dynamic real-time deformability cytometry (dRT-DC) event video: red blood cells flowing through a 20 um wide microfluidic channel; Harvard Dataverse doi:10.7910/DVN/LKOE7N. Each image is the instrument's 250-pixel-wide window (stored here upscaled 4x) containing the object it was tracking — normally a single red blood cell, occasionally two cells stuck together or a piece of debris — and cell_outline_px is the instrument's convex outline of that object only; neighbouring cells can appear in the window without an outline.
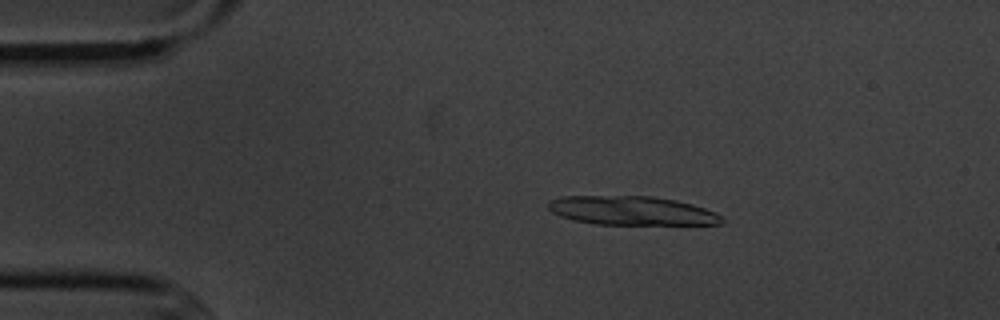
{"species": "common noctule bat (a hibernating species)", "species_latin": "Nyctalus noctula", "temperature_condition": "cold", "stored_images_in_passage": 10, "camera_frame_rate_fps": 3000, "um_per_image_px": 0.085, "animal": {"sex": "male", "body_mass_g": 20.1, "forearm_length_mm": 53.5}, "frame": {"image": 1, "passage_image": 2, "time_ms": 1.0, "image_size_px": [1000, 320], "cell_outline_px": [[724, 224], [596, 224], [576, 220], [560, 216], [552, 212], [548, 208], [548, 200], [560, 196], [652, 196], [676, 200], [692, 204], [716, 212], [724, 220]], "centroid_in_image_um": [53.69, 17.9], "position_along_channel_um": 31.3, "area_um2": 29.19}}
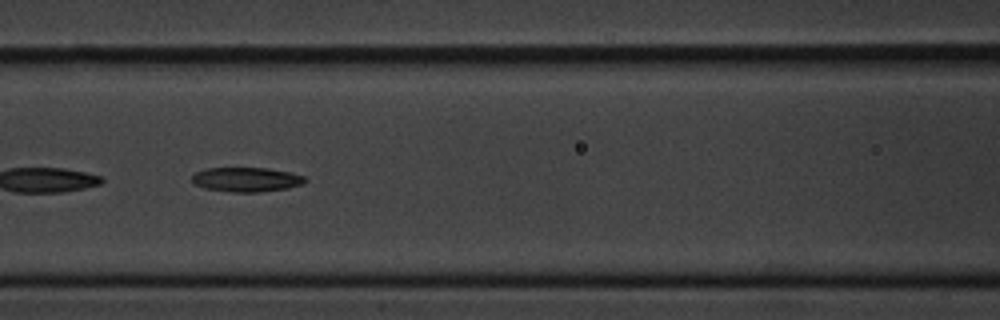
{"frame": {"image": 2, "passage_image": 6, "time_ms": 5.667, "image_size_px": [1000, 320], "cell_outline_px": [[308, 180], [304, 184], [288, 188], [260, 192], [232, 192], [204, 188], [192, 184], [192, 176], [196, 172], [208, 168], [268, 168], [292, 172], [304, 176]], "centroid_in_image_um": [20.97, 15.26], "position_along_channel_um": 145.6, "area_um2": 16.3}}
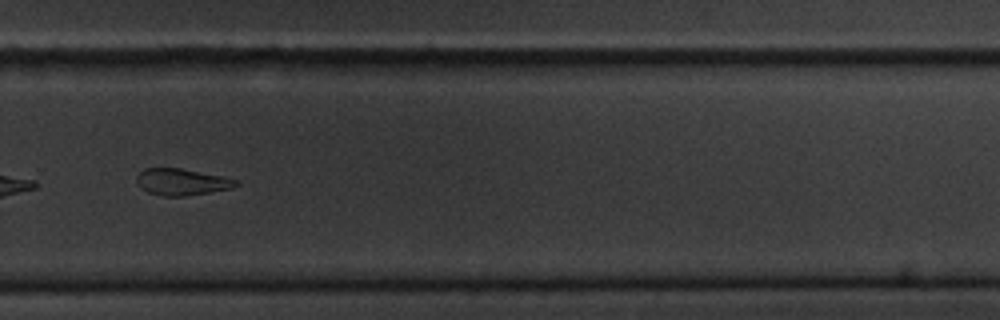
{"frame": {"image": 3, "passage_image": 10, "time_ms": 10.333, "image_size_px": [1000, 320], "cell_outline_px": [[240, 184], [232, 188], [184, 196], [164, 196], [148, 192], [140, 188], [136, 180], [136, 176], [144, 168], [180, 168], [224, 176], [236, 180]], "centroid_in_image_um": [15.43, 15.46], "position_along_channel_um": 314.4, "area_um2": 15.37}}